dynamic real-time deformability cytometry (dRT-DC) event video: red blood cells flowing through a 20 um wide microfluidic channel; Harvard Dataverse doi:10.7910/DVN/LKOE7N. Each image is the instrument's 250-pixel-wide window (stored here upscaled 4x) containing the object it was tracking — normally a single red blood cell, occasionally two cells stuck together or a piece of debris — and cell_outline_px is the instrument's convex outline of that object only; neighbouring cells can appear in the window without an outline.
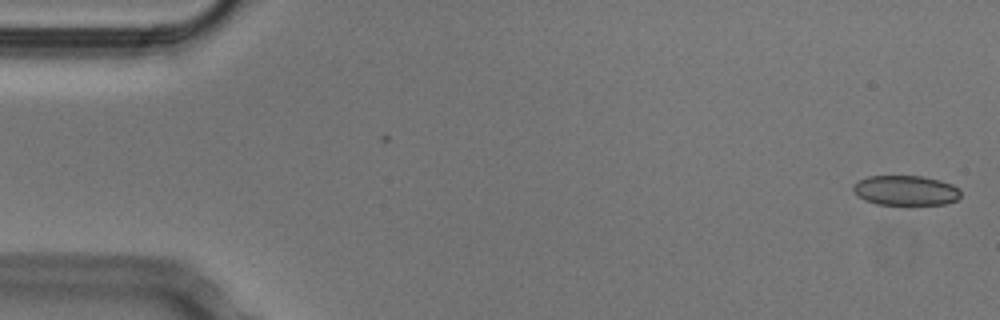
{"species": "Egyptian fruit bat (a non-hibernating species)", "species_latin": "Rousettus aegyptiacus", "temperature_condition": "cold", "stored_images_in_passage": 52, "camera_frame_rate_fps": 3000, "um_per_image_px": 0.085, "animal": {"sex": "male"}, "frame": {"image": 1, "passage_image": 1, "time_ms": 0.0, "image_size_px": [1000, 320], "cell_outline_px": [[960, 196], [956, 200], [944, 204], [876, 204], [864, 200], [852, 188], [860, 180], [868, 176], [924, 176], [940, 180], [952, 184], [960, 188]], "centroid_in_image_um": [77.03, 16.18], "position_along_channel_um": 8.0, "area_um2": 18.55}}
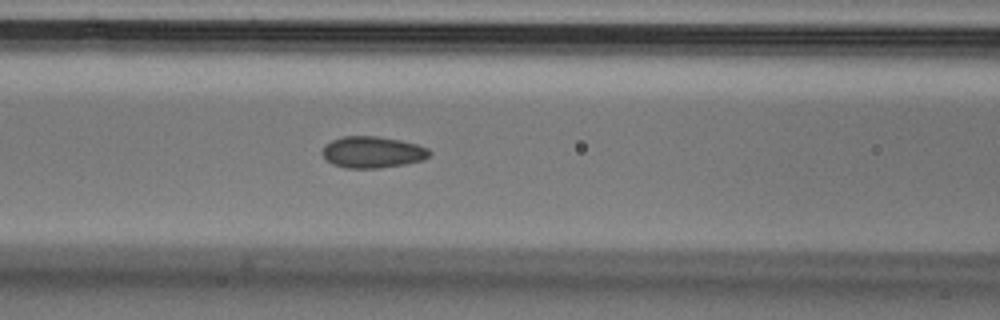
{"frame": {"image": 2, "passage_image": 21, "time_ms": 6.667, "image_size_px": [1000, 320], "cell_outline_px": [[432, 152], [424, 160], [404, 164], [380, 168], [344, 168], [332, 164], [320, 152], [324, 144], [332, 140], [344, 136], [376, 136], [400, 140], [416, 144], [428, 148]], "centroid_in_image_um": [31.64, 12.93], "position_along_channel_um": 135.0, "area_um2": 19.77}}
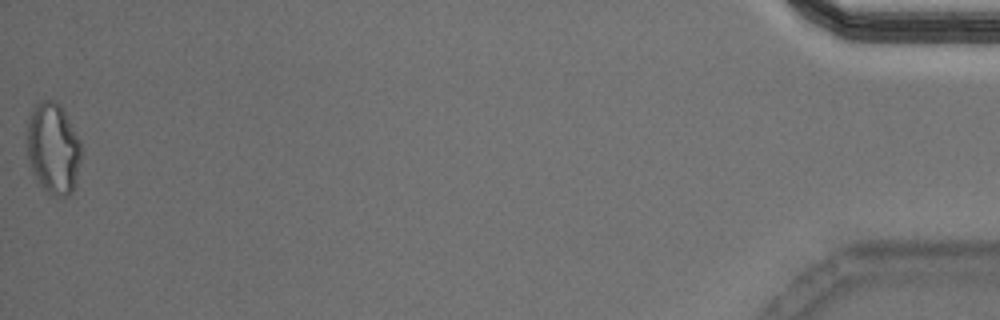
{"frame": {"image": 3, "passage_image": 52, "time_ms": 17.0, "image_size_px": [1000, 320], "cell_outline_px": [[80, 160], [76, 184], [72, 192], [68, 196], [52, 196], [36, 180], [32, 172], [28, 160], [28, 120], [32, 108], [36, 104], [44, 100], [56, 100], [60, 104], [80, 140]], "centroid_in_image_um": [4.52, 12.63], "position_along_channel_um": 430.7, "area_um2": 28.78}, "authors_computed_cell_mechanics": {"area_um2": 19.7965, "velocity_mm_per_s": 3.8085, "shape_relaxation_time_tau1_ms": null, "shape_relaxation_time_tau2_ms": 1.6175, "deformation_change_tau1": null, "deformation_change_tau2": 0.054}}